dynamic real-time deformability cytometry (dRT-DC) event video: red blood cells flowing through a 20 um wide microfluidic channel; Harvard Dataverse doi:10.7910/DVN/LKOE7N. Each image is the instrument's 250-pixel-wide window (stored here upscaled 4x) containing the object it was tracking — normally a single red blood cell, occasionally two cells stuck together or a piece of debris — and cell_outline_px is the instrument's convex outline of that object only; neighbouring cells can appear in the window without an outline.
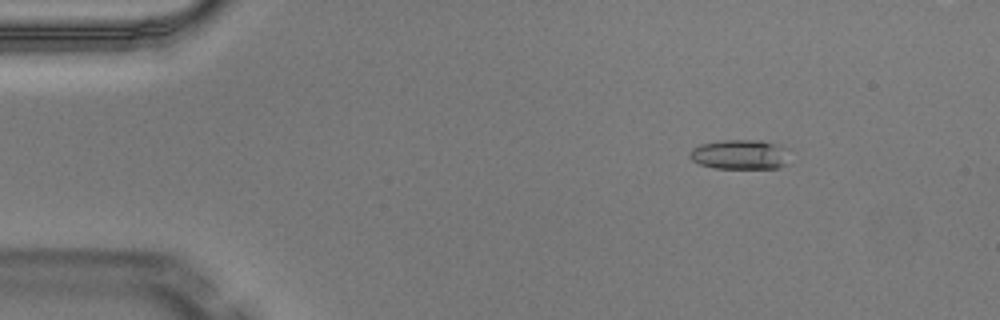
{"species": "Egyptian fruit bat (a non-hibernating species)", "species_latin": "Rousettus aegyptiacus", "temperature_condition": "warm", "stored_images_in_passage": 4, "camera_frame_rate_fps": 3000, "um_per_image_px": 0.085, "animal": {"sex": "male"}, "frame": {"image": 1, "passage_image": 2, "time_ms": 0.333, "image_size_px": [1000, 320], "cell_outline_px": [[788, 148], [784, 164], [776, 168], [716, 168], [700, 164], [692, 160], [688, 156], [688, 152], [692, 148], [700, 144], [724, 140], [760, 140]], "centroid_in_image_um": [62.83, 13.12], "position_along_channel_um": 22.2, "area_um2": 17.11}}